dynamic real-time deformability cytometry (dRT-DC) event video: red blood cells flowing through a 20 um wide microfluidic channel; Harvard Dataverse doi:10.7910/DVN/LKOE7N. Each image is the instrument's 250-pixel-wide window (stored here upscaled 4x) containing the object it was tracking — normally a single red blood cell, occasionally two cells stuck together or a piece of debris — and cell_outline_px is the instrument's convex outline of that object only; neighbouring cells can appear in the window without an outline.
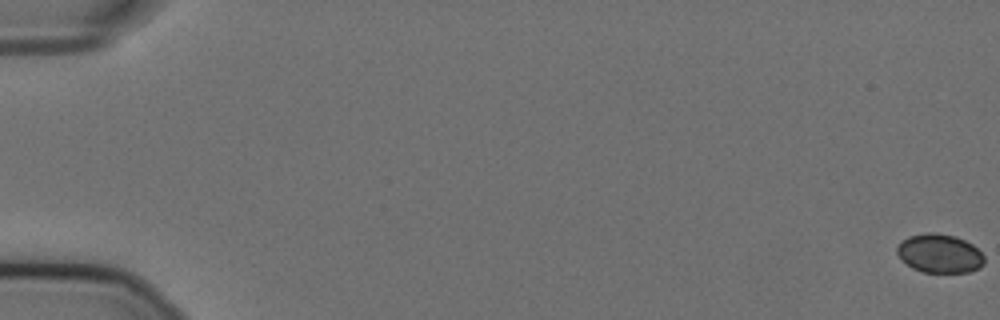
{"species": "Egyptian fruit bat (a non-hibernating species)", "species_latin": "Rousettus aegyptiacus", "temperature_condition": "cold", "stored_images_in_passage": 17, "camera_frame_rate_fps": 3000, "um_per_image_px": 0.085, "animal": {"sex": "female"}, "frame": {"image": 1, "passage_image": 1, "time_ms": 0.0, "image_size_px": [1000, 320], "cell_outline_px": [[984, 264], [980, 268], [968, 272], [924, 272], [912, 268], [900, 260], [896, 252], [896, 248], [908, 236], [928, 232], [936, 232], [956, 236], [972, 244], [984, 256]], "centroid_in_image_um": [79.85, 21.54], "position_along_channel_um": 5.1, "area_um2": 19.83}}